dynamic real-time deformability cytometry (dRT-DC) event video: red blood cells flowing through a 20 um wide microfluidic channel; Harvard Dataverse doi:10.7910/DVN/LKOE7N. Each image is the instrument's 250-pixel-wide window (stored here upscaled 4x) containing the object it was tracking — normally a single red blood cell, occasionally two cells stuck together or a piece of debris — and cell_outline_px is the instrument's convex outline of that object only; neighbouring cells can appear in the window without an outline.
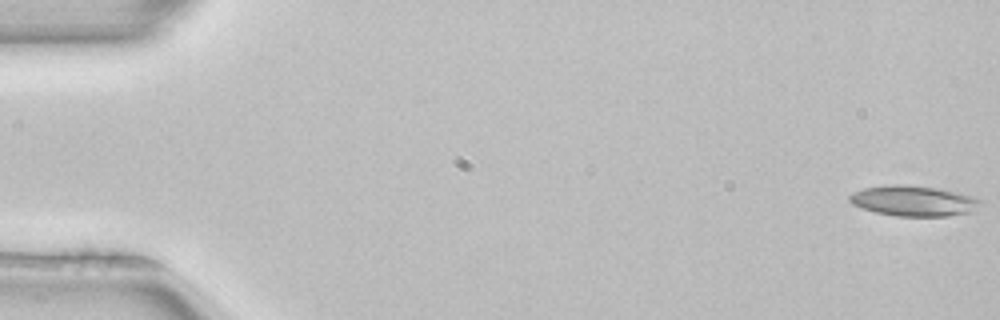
{"species": "common noctule bat (a hibernating species)", "species_latin": "Nyctalus noctula", "temperature_condition": "room temperature", "stored_images_in_passage": 52, "camera_frame_rate_fps": 3000, "um_per_image_px": 0.085, "animal": {"sex": "female", "body_mass_g": 22.7, "forearm_length_mm": 54.2}, "frame": {"image": 1, "passage_image": 1, "time_ms": 0.0, "image_size_px": [1000, 320], "cell_outline_px": [[984, 204], [972, 212], [948, 216], [896, 216], [876, 212], [852, 204], [848, 200], [848, 196], [852, 192], [864, 188], [892, 184], [908, 184], [940, 188], [960, 192], [984, 200]], "centroid_in_image_um": [77.72, 17.06], "position_along_channel_um": 7.3, "area_um2": 23.7}}
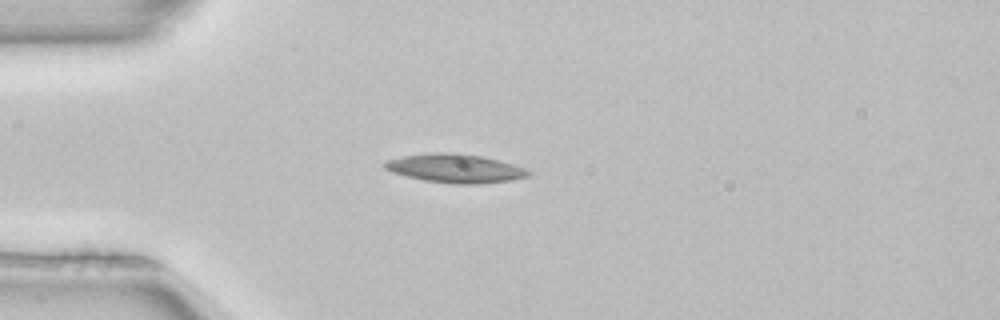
{"frame": {"image": 2, "passage_image": 14, "time_ms": 4.333, "image_size_px": [1000, 320], "cell_outline_px": [[532, 172], [528, 176], [508, 180], [476, 184], [452, 184], [424, 180], [392, 172], [384, 168], [384, 160], [404, 156], [436, 152], [448, 152], [480, 156], [512, 164], [524, 168]], "centroid_in_image_um": [38.65, 14.31], "position_along_channel_um": 46.4, "area_um2": 23.64}}
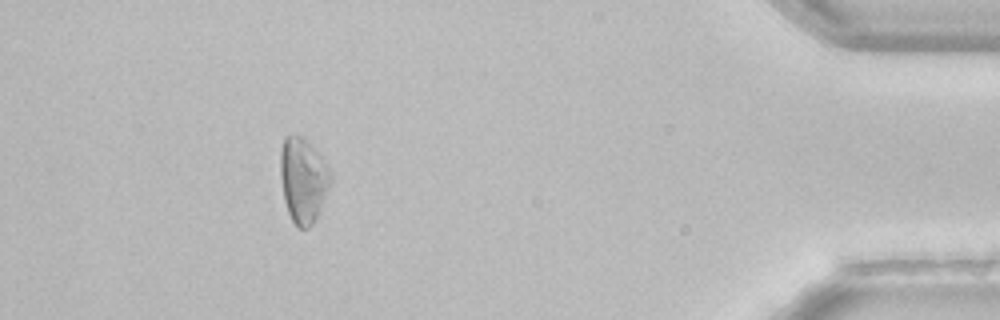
{"frame": {"image": 3, "passage_image": 47, "time_ms": 15.333, "image_size_px": [1000, 320], "cell_outline_px": [[332, 180], [316, 216], [312, 224], [308, 228], [296, 228], [288, 212], [284, 200], [280, 176], [280, 148], [284, 136], [304, 136], [308, 140], [332, 172]], "centroid_in_image_um": [25.74, 15.28], "position_along_channel_um": 409.5, "area_um2": 24.85}, "authors_computed_cell_mechanics": {"area_um2": 22.1952, "velocity_mm_per_s": 3.9927, "shape_relaxation_time_tau1_ms": 5.5432, "shape_relaxation_time_tau2_ms": null, "deformation_change_tau1": 0.1465, "deformation_change_tau2": null}}